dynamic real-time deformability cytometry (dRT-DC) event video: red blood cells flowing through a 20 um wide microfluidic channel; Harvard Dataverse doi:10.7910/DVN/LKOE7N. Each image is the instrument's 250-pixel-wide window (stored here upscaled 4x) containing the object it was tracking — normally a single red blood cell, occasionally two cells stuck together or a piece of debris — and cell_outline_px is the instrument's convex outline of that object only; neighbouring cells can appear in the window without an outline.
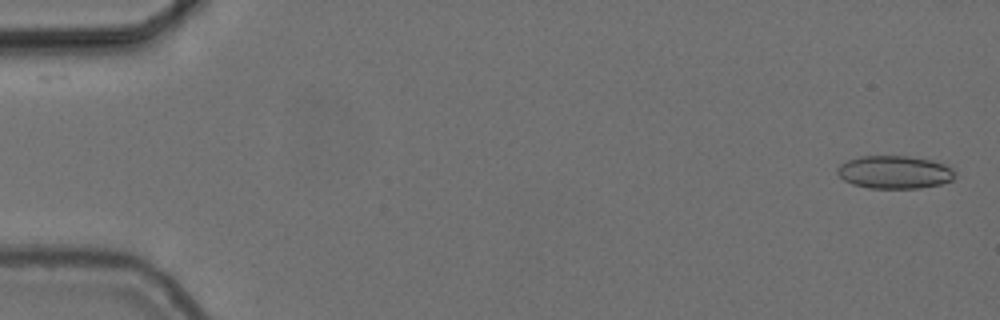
{"species": "common noctule bat (a hibernating species)", "species_latin": "Nyctalus noctula", "temperature_condition": "cold", "stored_images_in_passage": 18, "camera_frame_rate_fps": 3000, "um_per_image_px": 0.085, "animal": {"sex": "female", "body_mass_g": 24.6, "forearm_length_mm": 56.2}, "frame": {"image": 1, "passage_image": 2, "time_ms": 0.333, "image_size_px": [1000, 320], "cell_outline_px": [[952, 180], [940, 184], [920, 188], [868, 188], [852, 184], [844, 180], [836, 172], [836, 168], [840, 164], [848, 160], [860, 156], [904, 156], [932, 160], [944, 164], [952, 168]], "centroid_in_image_um": [75.98, 14.63], "position_along_channel_um": 9.0, "area_um2": 22.43}}
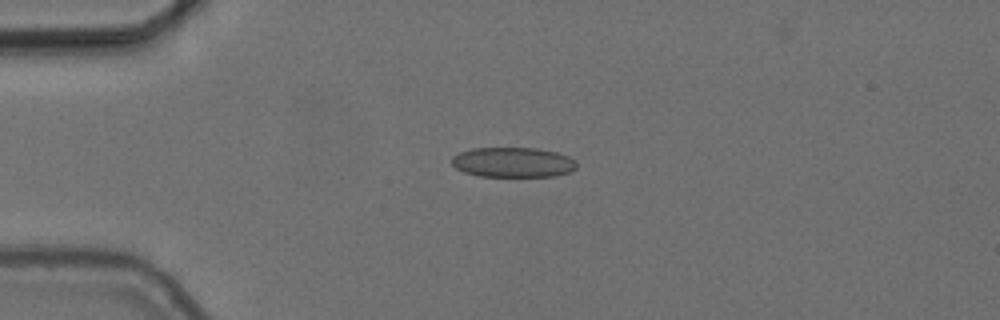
{"frame": {"image": 2, "passage_image": 14, "time_ms": 4.333, "image_size_px": [1000, 320], "cell_outline_px": [[576, 168], [572, 172], [552, 176], [480, 176], [464, 172], [456, 168], [452, 164], [452, 156], [460, 152], [472, 148], [536, 148], [556, 152], [568, 156], [576, 160]], "centroid_in_image_um": [43.62, 13.79], "position_along_channel_um": 41.4, "area_um2": 21.85}}